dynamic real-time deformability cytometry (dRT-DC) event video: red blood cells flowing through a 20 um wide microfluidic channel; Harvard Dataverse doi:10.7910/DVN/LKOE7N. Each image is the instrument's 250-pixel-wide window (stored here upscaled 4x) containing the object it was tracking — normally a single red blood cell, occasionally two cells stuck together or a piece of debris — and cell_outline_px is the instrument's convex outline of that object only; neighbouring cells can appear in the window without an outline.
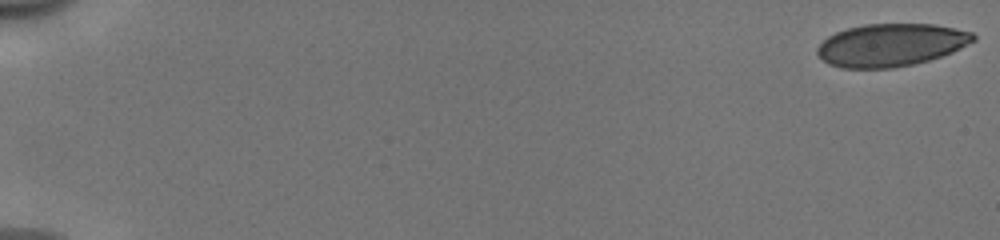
{"species": "human", "species_latin": "Homo sapiens", "temperature_condition": "cold", "stored_images_in_passage": 50, "camera_frame_rate_fps": 3000, "um_per_image_px": 0.085, "donor": {"sex": "male"}, "frame": {"image": 1, "passage_image": 1, "time_ms": 0.0, "image_size_px": [1000, 240], "cell_outline_px": [[976, 40], [952, 52], [928, 60], [912, 64], [892, 68], [840, 68], [828, 64], [816, 52], [816, 48], [828, 36], [836, 32], [848, 28], [864, 24], [932, 24], [972, 32], [976, 36]], "centroid_in_image_um": [75.71, 3.82], "position_along_channel_um": 9.3, "area_um2": 38.61}}
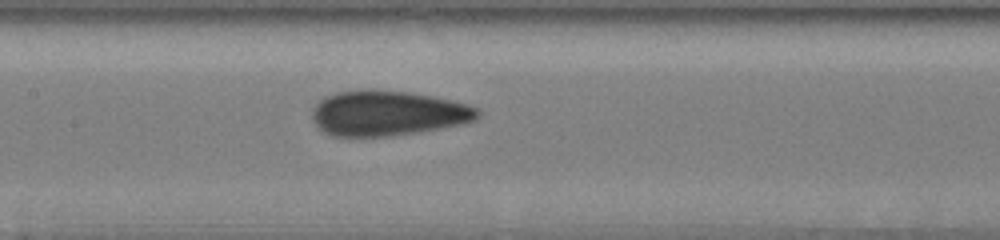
{"frame": {"image": 2, "passage_image": 28, "time_ms": 9.0, "image_size_px": [1000, 240], "cell_outline_px": [[480, 116], [476, 120], [460, 124], [420, 132], [392, 136], [332, 136], [324, 132], [312, 120], [312, 108], [324, 96], [336, 92], [372, 88], [408, 92], [432, 96], [468, 104], [480, 108]], "centroid_in_image_um": [32.95, 9.61], "position_along_channel_um": 174.4, "area_um2": 43.93}}
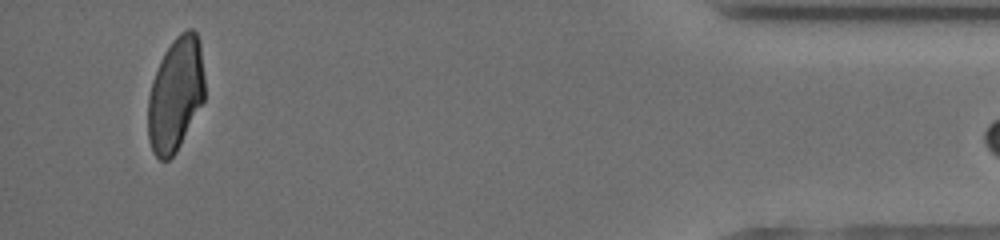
{"frame": {"image": 3, "passage_image": 49, "time_ms": 16.0, "image_size_px": [1000, 240], "cell_outline_px": [[204, 100], [176, 152], [168, 160], [160, 160], [152, 152], [148, 140], [148, 96], [152, 80], [160, 60], [164, 52], [172, 40], [180, 32], [188, 28], [192, 28], [196, 32], [200, 40], [204, 76]], "centroid_in_image_um": [14.92, 7.99], "position_along_channel_um": 420.3, "area_um2": 37.92}, "authors_computed_cell_mechanics": {"area_um2": 41.2981, "velocity_mm_per_s": 3.9741, "shape_relaxation_time_tau1_ms": 8.021, "shape_relaxation_time_tau2_ms": 1.1549, "deformation_change_tau1": 0.1717, "deformation_change_tau2": 0.0732}}